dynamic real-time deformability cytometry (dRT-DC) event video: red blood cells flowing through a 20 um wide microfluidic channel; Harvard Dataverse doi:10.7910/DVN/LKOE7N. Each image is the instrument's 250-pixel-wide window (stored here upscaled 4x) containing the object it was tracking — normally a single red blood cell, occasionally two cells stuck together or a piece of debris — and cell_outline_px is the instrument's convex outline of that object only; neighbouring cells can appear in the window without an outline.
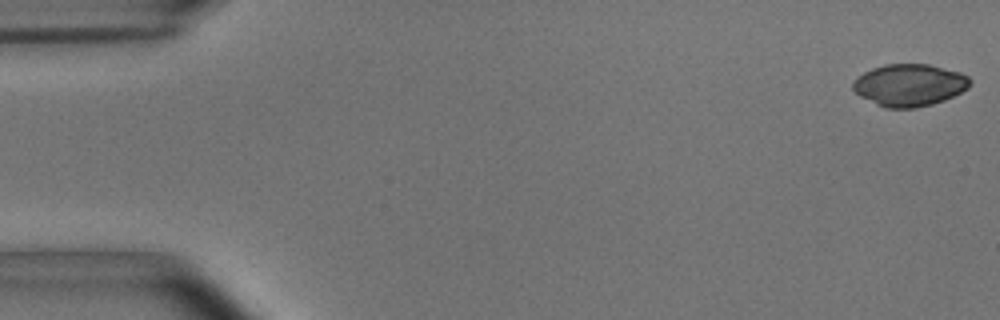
{"species": "common noctule bat (a hibernating species)", "species_latin": "Nyctalus noctula", "temperature_condition": "room temperature", "stored_images_in_passage": 53, "camera_frame_rate_fps": 3000, "um_per_image_px": 0.085, "animal": {"sex": "male", "body_mass_g": 15.6}, "frame": {"image": 1, "passage_image": 1, "time_ms": 0.0, "image_size_px": [1000, 320], "cell_outline_px": [[972, 80], [968, 88], [944, 100], [932, 104], [916, 108], [888, 108], [876, 104], [860, 96], [852, 88], [852, 84], [864, 72], [872, 68], [884, 64], [928, 64], [960, 72], [968, 76]], "centroid_in_image_um": [77.32, 7.23], "position_along_channel_um": 7.7, "area_um2": 28.61}}
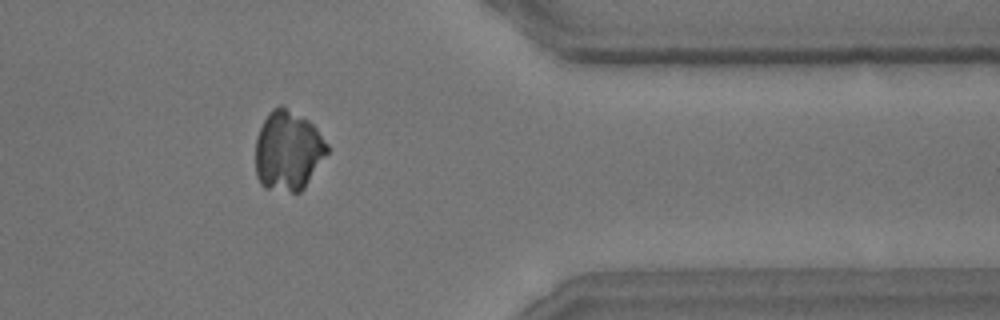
{"frame": {"image": 2, "passage_image": 44, "time_ms": 14.333, "image_size_px": [1000, 320], "cell_outline_px": [[328, 152], [304, 188], [300, 192], [292, 192], [264, 188], [260, 184], [256, 176], [256, 136], [268, 112], [272, 108], [280, 104], [308, 120], [316, 128], [328, 144]], "centroid_in_image_um": [24.47, 12.81], "position_along_channel_um": 386.9, "area_um2": 33.41}}
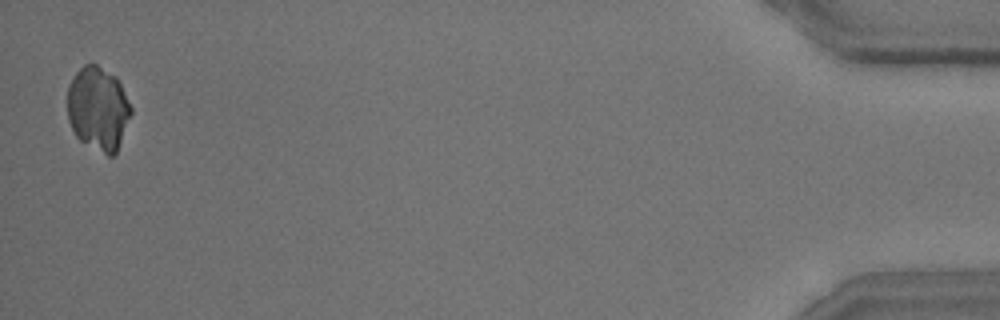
{"frame": {"image": 3, "passage_image": 53, "time_ms": 17.333, "image_size_px": [1000, 320], "cell_outline_px": [[132, 112], [116, 152], [112, 156], [108, 156], [80, 140], [76, 136], [68, 120], [68, 84], [72, 76], [84, 64], [96, 64], [116, 76], [132, 108]], "centroid_in_image_um": [8.33, 9.21], "position_along_channel_um": 426.9, "area_um2": 30.87}}